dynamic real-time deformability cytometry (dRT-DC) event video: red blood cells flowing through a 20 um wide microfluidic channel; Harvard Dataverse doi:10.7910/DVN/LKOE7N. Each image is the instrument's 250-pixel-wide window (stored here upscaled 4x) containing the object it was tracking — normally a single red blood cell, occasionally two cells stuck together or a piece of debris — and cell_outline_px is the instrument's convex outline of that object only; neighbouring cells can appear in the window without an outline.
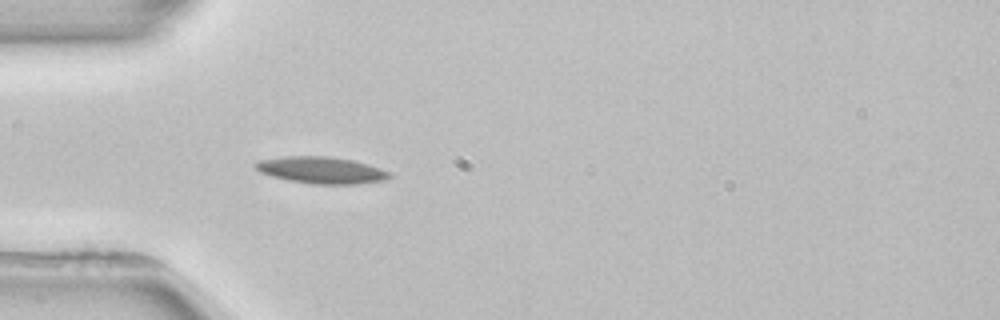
{"species": "common noctule bat (a hibernating species)", "species_latin": "Nyctalus noctula", "temperature_condition": "room temperature", "stored_images_in_passage": 3, "camera_frame_rate_fps": 3000, "um_per_image_px": 0.085, "animal": {"sex": "female", "body_mass_g": 22.7, "forearm_length_mm": 54.2}, "frame": {"image": 1, "passage_image": 3, "time_ms": 2.667, "image_size_px": [1000, 320], "cell_outline_px": [[392, 176], [388, 180], [360, 184], [312, 184], [288, 180], [272, 176], [260, 172], [252, 164], [256, 160], [284, 156], [328, 156], [352, 160], [368, 164], [392, 172]], "centroid_in_image_um": [27.33, 14.46], "position_along_channel_um": 57.7, "area_um2": 21.21}}